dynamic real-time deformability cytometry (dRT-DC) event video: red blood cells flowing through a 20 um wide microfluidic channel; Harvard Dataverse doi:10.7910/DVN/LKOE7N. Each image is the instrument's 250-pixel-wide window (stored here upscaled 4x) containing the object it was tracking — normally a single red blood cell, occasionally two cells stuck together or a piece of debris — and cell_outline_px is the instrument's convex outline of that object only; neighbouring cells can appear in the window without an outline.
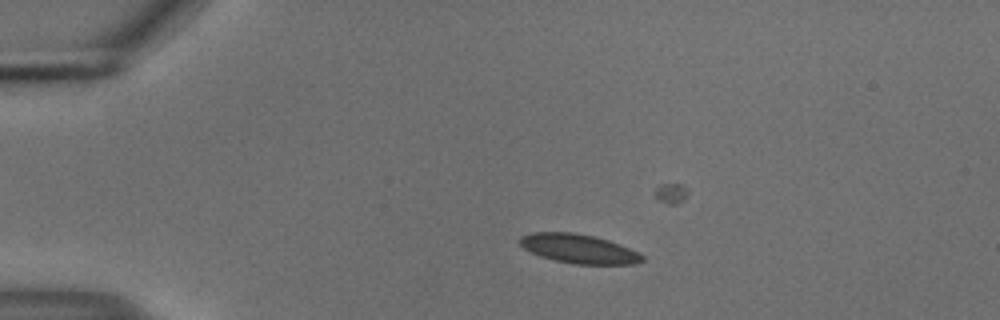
{"species": "common noctule bat (a hibernating species)", "species_latin": "Nyctalus noctula", "temperature_condition": "cold", "stored_images_in_passage": 33, "camera_frame_rate_fps": 3000, "um_per_image_px": 0.085, "animal": {"sex": "male", "body_mass_g": 18.8}, "frame": {"image": 1, "passage_image": 1, "time_ms": 0.0, "image_size_px": [1000, 320], "cell_outline_px": [[644, 260], [636, 264], [572, 264], [540, 256], [524, 248], [520, 244], [520, 236], [532, 232], [572, 232], [592, 236], [608, 240], [628, 248], [644, 256]], "centroid_in_image_um": [49.18, 21.14], "position_along_channel_um": 35.8, "area_um2": 20.52}}
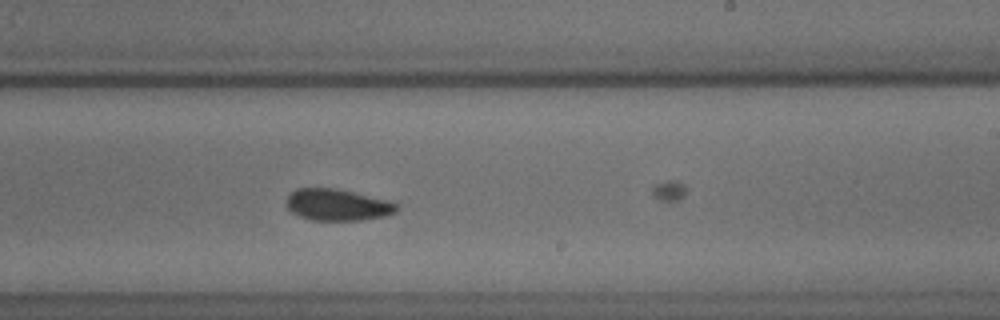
{"frame": {"image": 2, "passage_image": 23, "time_ms": 7.333, "image_size_px": [1000, 320], "cell_outline_px": [[400, 208], [396, 212], [384, 216], [364, 220], [312, 220], [300, 216], [292, 212], [284, 204], [284, 200], [296, 188], [336, 188], [396, 200], [400, 204]], "centroid_in_image_um": [28.77, 17.39], "position_along_channel_um": 260.2, "area_um2": 20.98}}
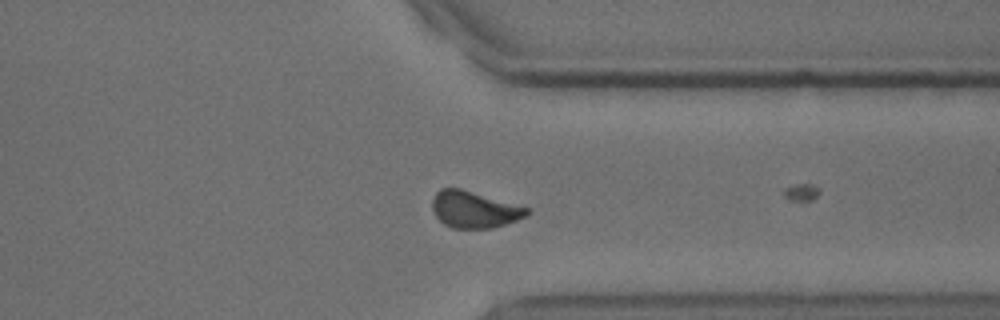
{"frame": {"image": 3, "passage_image": 32, "time_ms": 10.333, "image_size_px": [1000, 320], "cell_outline_px": [[532, 212], [528, 216], [492, 228], [452, 228], [444, 224], [436, 216], [432, 208], [432, 200], [436, 192], [440, 188], [460, 188], [532, 208]], "centroid_in_image_um": [40.35, 17.8], "position_along_channel_um": 371.0, "area_um2": 20.4}}